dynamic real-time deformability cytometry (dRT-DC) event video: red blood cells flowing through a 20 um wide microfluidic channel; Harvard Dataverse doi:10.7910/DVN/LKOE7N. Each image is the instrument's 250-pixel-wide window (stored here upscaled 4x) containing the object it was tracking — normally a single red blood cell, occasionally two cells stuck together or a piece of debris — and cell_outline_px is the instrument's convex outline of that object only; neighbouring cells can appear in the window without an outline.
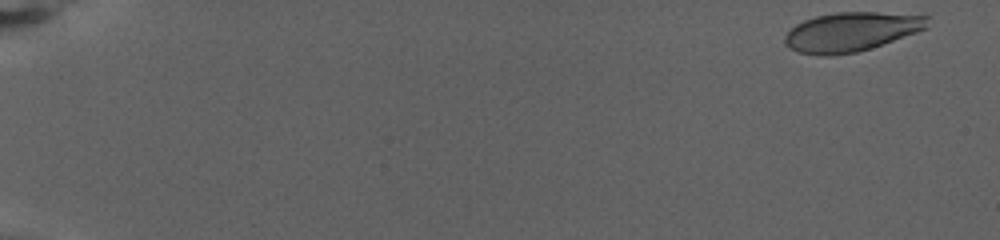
{"species": "human", "species_latin": "Homo sapiens", "temperature_condition": "warm", "stored_images_in_passage": 76, "camera_frame_rate_fps": 3000, "um_per_image_px": 0.085, "donor": {"sex": "female"}, "frame": {"image": 1, "passage_image": 2, "time_ms": 0.333, "image_size_px": [1000, 240], "cell_outline_px": [[928, 28], [856, 52], [828, 56], [824, 56], [796, 52], [788, 48], [784, 44], [784, 36], [796, 24], [804, 20], [816, 16], [836, 12], [876, 12], [928, 16]], "centroid_in_image_um": [72.29, 2.7], "position_along_channel_um": 12.7, "area_um2": 32.31}}
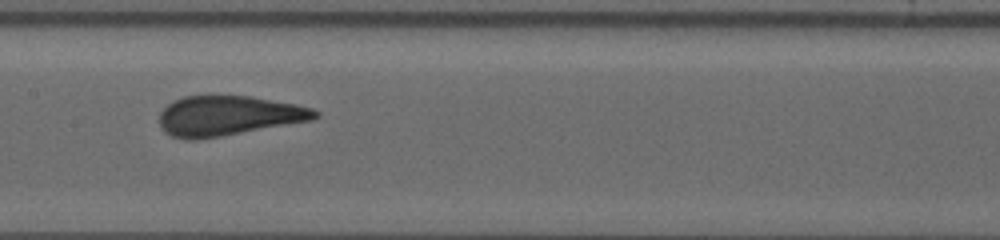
{"frame": {"image": 2, "passage_image": 41, "time_ms": 13.333, "image_size_px": [1000, 240], "cell_outline_px": [[320, 116], [312, 120], [220, 136], [192, 140], [188, 140], [172, 136], [164, 132], [160, 128], [160, 112], [172, 100], [184, 96], [252, 96], [296, 104], [312, 108], [320, 112]], "centroid_in_image_um": [19.4, 9.83], "position_along_channel_um": 188.0, "area_um2": 36.07}}
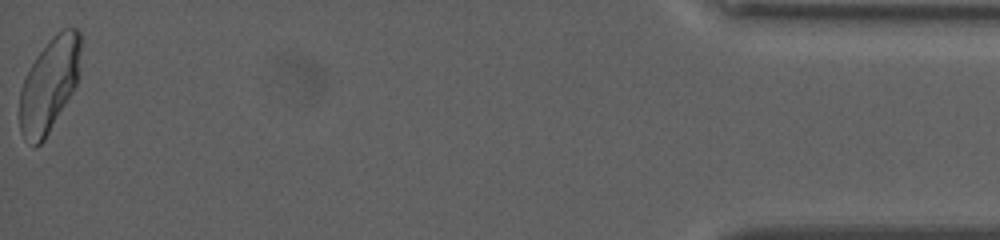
{"frame": {"image": 3, "passage_image": 76, "time_ms": 25.0, "image_size_px": [1000, 240], "cell_outline_px": [[84, 36], [80, 72], [76, 84], [72, 92], [44, 140], [36, 148], [32, 148], [24, 140], [20, 132], [20, 88], [36, 56], [52, 36], [56, 32], [64, 28], [76, 28]], "centroid_in_image_um": [4.23, 7.17], "position_along_channel_um": 431.0, "area_um2": 34.04}, "authors_computed_cell_mechanics": {"area_um2": 34.9112, "velocity_mm_per_s": 2.779, "shape_relaxation_time_tau1_ms": 7.5657, "shape_relaxation_time_tau2_ms": null, "deformation_change_tau1": 0.2016, "deformation_change_tau2": null}}